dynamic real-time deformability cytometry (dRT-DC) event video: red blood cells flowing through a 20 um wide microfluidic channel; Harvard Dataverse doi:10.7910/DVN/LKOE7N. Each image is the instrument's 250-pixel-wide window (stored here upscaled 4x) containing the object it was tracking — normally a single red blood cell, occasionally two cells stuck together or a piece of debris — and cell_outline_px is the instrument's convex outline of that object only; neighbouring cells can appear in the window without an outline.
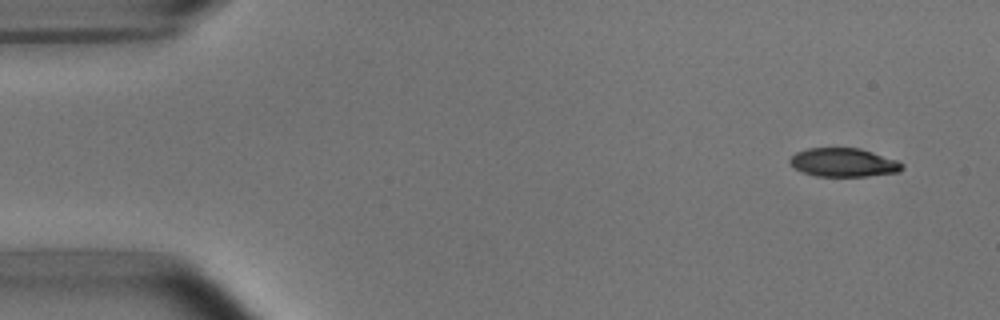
{"species": "common noctule bat (a hibernating species)", "species_latin": "Nyctalus noctula", "temperature_condition": "room temperature", "stored_images_in_passage": 4, "camera_frame_rate_fps": 3000, "um_per_image_px": 0.085, "animal": {"sex": "male", "body_mass_g": 15.6}, "frame": {"image": 1, "passage_image": 1, "time_ms": 0.0, "image_size_px": [1000, 320], "cell_outline_px": [[904, 168], [900, 172], [868, 176], [816, 176], [792, 168], [788, 164], [788, 160], [796, 152], [808, 148], [860, 148], [896, 160], [904, 164]], "centroid_in_image_um": [71.68, 13.81], "position_along_channel_um": 13.3, "area_um2": 18.84}}
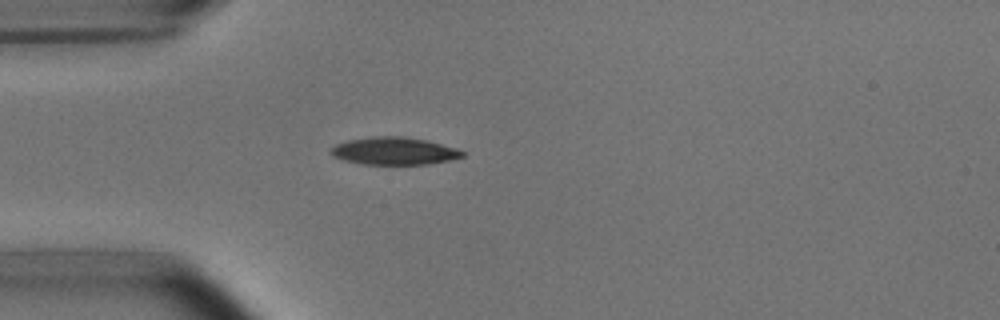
{"frame": {"image": 2, "passage_image": 4, "time_ms": 3.667, "image_size_px": [1000, 320], "cell_outline_px": [[464, 156], [448, 160], [428, 164], [360, 164], [344, 160], [332, 156], [328, 152], [336, 144], [348, 140], [372, 136], [404, 136], [428, 140], [456, 148], [464, 152]], "centroid_in_image_um": [33.47, 12.83], "position_along_channel_um": 51.5, "area_um2": 21.15}}